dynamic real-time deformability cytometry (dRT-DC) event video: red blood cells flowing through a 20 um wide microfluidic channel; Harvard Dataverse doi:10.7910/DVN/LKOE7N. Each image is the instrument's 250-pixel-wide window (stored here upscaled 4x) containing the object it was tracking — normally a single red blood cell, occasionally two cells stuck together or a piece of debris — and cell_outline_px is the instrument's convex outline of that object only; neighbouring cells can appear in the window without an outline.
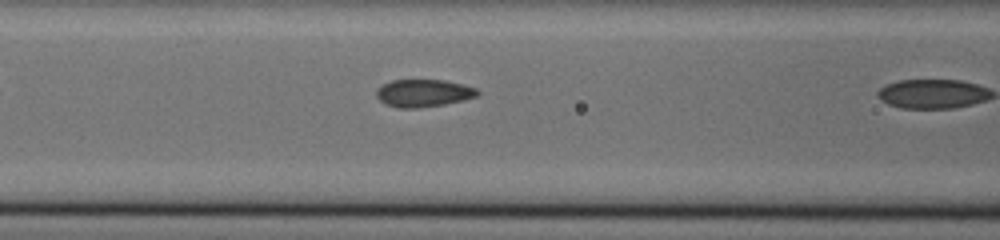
{"species": "common noctule bat (a hibernating species)", "species_latin": "Nyctalus noctula", "temperature_condition": "cold", "stored_images_in_passage": 9, "camera_frame_rate_fps": 3000, "um_per_image_px": 0.085, "animal": {"sex": "male", "body_mass_g": 20.0, "forearm_length_mm": 53.3}, "frame": {"image": 1, "passage_image": 8, "time_ms": 2.333, "image_size_px": [1000, 240], "cell_outline_px": [[480, 96], [464, 100], [444, 104], [416, 108], [400, 108], [384, 104], [376, 96], [376, 88], [392, 80], [444, 80], [464, 84], [476, 88], [480, 92]], "centroid_in_image_um": [36.02, 7.91], "position_along_channel_um": 130.6, "area_um2": 16.36}}